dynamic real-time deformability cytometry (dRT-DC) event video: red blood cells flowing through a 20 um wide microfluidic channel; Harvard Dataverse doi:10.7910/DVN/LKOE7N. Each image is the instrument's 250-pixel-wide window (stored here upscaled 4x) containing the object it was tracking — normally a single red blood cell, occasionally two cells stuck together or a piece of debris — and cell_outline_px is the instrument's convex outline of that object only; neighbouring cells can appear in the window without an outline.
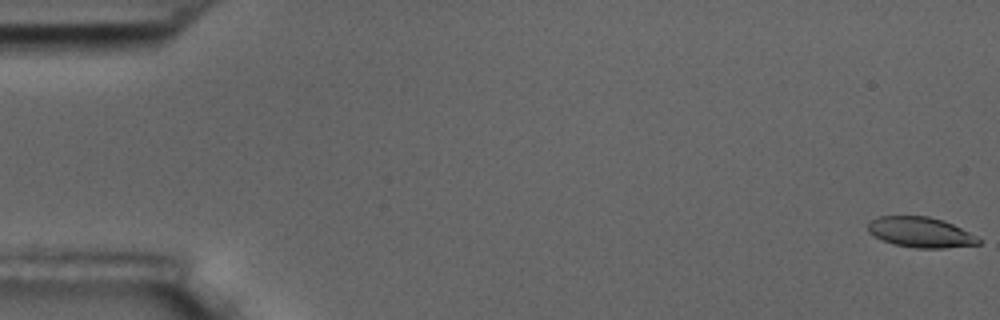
{"species": "common noctule bat (a hibernating species)", "species_latin": "Nyctalus noctula", "temperature_condition": "room temperature", "stored_images_in_passage": 58, "camera_frame_rate_fps": 3000, "um_per_image_px": 0.085, "animal": {"sex": "male", "body_mass_g": 17.5, "forearm_length_mm": 52.3}, "frame": {"image": 1, "passage_image": 1, "time_ms": 0.0, "image_size_px": [1000, 320], "cell_outline_px": [[980, 244], [944, 248], [916, 248], [892, 244], [868, 232], [868, 224], [872, 220], [880, 216], [928, 216], [944, 220], [976, 236], [980, 240]], "centroid_in_image_um": [78.25, 19.74], "position_along_channel_um": 6.8, "area_um2": 19.36}}
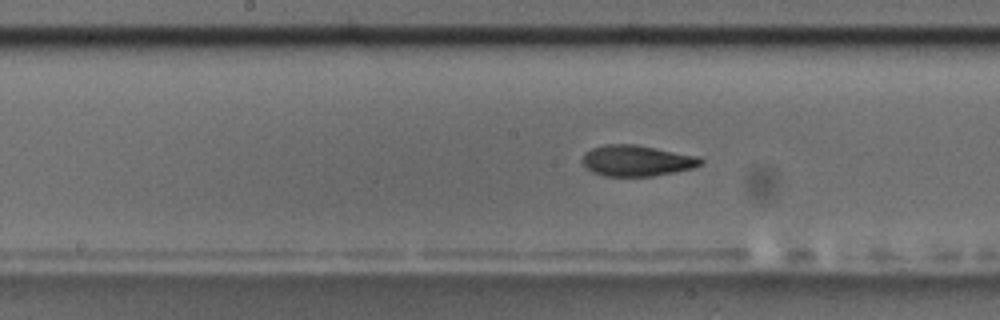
{"frame": {"image": 2, "passage_image": 30, "time_ms": 9.667, "image_size_px": [1000, 320], "cell_outline_px": [[704, 164], [692, 168], [676, 172], [652, 176], [604, 176], [592, 172], [584, 168], [580, 160], [584, 152], [592, 148], [604, 144], [636, 144], [700, 156], [704, 160]], "centroid_in_image_um": [54.11, 13.65], "position_along_channel_um": 194.1, "area_um2": 21.85}}
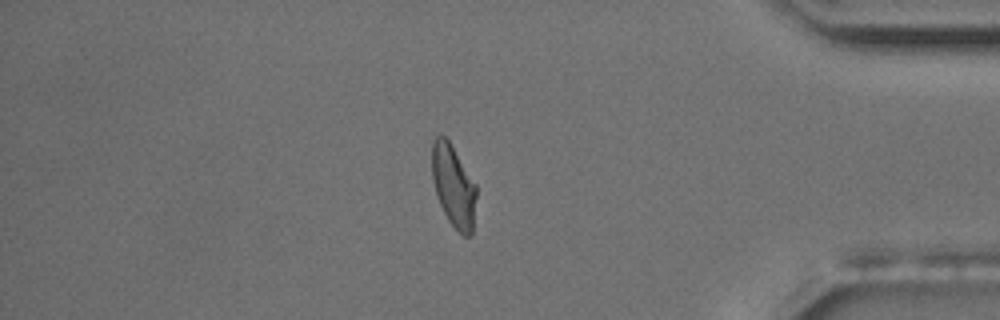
{"frame": {"image": 3, "passage_image": 50, "time_ms": 16.333, "image_size_px": [1000, 320], "cell_outline_px": [[476, 196], [472, 236], [464, 236], [448, 220], [440, 204], [432, 180], [432, 140], [436, 136], [444, 136], [448, 140], [476, 184]], "centroid_in_image_um": [38.54, 15.81], "position_along_channel_um": 396.7, "area_um2": 20.98}, "authors_computed_cell_mechanics": {"area_um2": 21.3282, "velocity_mm_per_s": 3.5029, "shape_relaxation_time_tau1_ms": 7.2089, "shape_relaxation_time_tau2_ms": 2.3589, "deformation_change_tau1": 0.1886, "deformation_change_tau2": 0.0803}}